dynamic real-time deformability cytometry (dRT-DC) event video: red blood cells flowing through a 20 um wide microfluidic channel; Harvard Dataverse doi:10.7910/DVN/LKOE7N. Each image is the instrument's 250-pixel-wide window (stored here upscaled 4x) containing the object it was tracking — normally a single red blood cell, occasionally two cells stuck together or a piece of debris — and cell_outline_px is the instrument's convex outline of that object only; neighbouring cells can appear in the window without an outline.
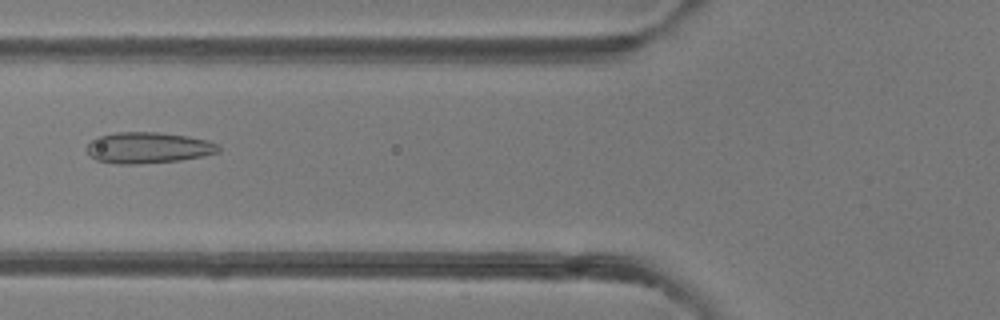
{"species": "common noctule bat (a hibernating species)", "species_latin": "Nyctalus noctula", "temperature_condition": "room temperature", "stored_images_in_passage": 49, "camera_frame_rate_fps": 3000, "um_per_image_px": 0.085, "animal": {"sex": "female"}, "frame": {"image": 1, "passage_image": 19, "time_ms": 6.0, "image_size_px": [1000, 320], "cell_outline_px": [[220, 152], [204, 156], [180, 160], [140, 164], [116, 164], [96, 160], [88, 152], [88, 144], [96, 136], [116, 132], [160, 132], [188, 136], [208, 140], [216, 144], [220, 148]], "centroid_in_image_um": [12.6, 12.55], "position_along_channel_um": 113.2, "area_um2": 23.99}}
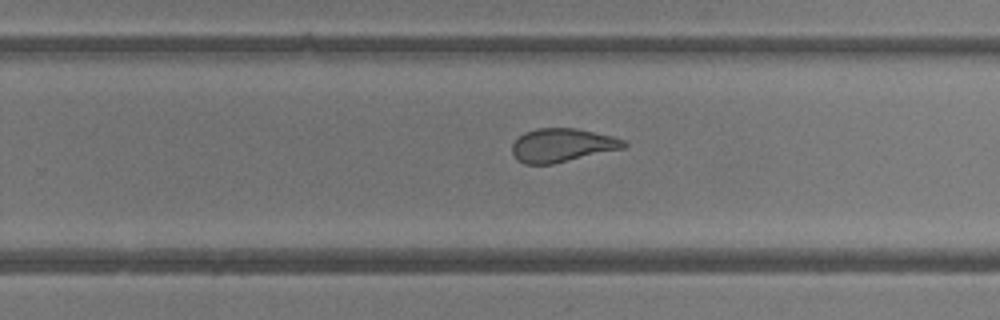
{"frame": {"image": 2, "passage_image": 31, "time_ms": 10.0, "image_size_px": [1000, 320], "cell_outline_px": [[628, 144], [624, 148], [552, 164], [524, 164], [516, 160], [512, 152], [512, 144], [524, 132], [536, 128], [576, 128], [612, 136], [624, 140]], "centroid_in_image_um": [47.76, 12.34], "position_along_channel_um": 282.0, "area_um2": 21.79}}
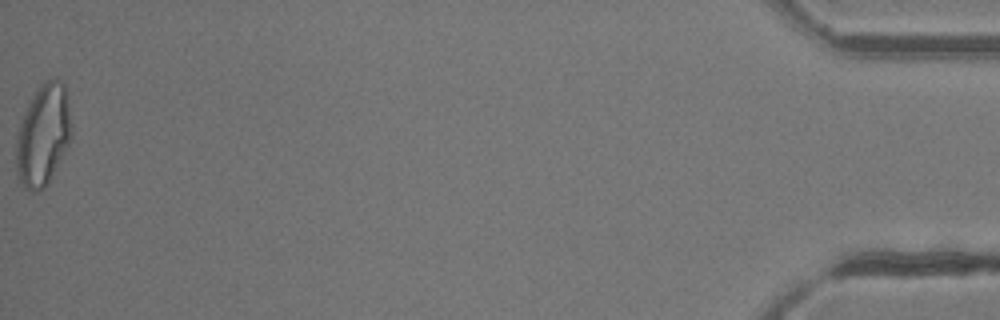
{"frame": {"image": 3, "passage_image": 49, "time_ms": 16.0, "image_size_px": [1000, 320], "cell_outline_px": [[72, 136], [48, 184], [44, 188], [36, 192], [32, 192], [20, 184], [16, 176], [16, 136], [20, 124], [28, 104], [40, 84], [44, 80], [60, 80], [64, 84], [72, 124]], "centroid_in_image_um": [3.65, 11.52], "position_along_channel_um": 431.5, "area_um2": 32.66}, "authors_computed_cell_mechanics": {"area_um2": 25.6054, "velocity_mm_per_s": 4.2247, "shape_relaxation_time_tau1_ms": null, "shape_relaxation_time_tau2_ms": 1.0922, "deformation_change_tau1": null, "deformation_change_tau2": 0.0828}}